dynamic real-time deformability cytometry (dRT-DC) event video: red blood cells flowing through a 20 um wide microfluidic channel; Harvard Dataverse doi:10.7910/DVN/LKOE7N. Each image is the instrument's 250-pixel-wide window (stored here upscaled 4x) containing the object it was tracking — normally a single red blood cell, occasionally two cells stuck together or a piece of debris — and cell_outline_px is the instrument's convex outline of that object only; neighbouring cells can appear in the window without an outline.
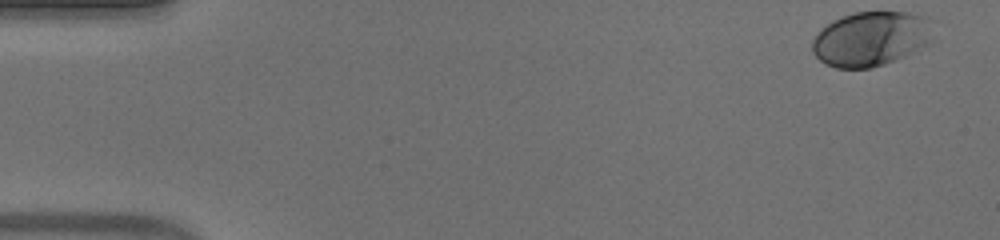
{"species": "human", "species_latin": "Homo sapiens", "temperature_condition": "warm", "stored_images_in_passage": 43, "camera_frame_rate_fps": 3000, "um_per_image_px": 0.085, "donor": {"sex": "male"}, "frame": {"image": 1, "passage_image": 1, "time_ms": 0.0, "image_size_px": [1000, 240], "cell_outline_px": [[932, 20], [924, 44], [912, 52], [904, 56], [884, 64], [872, 68], [836, 68], [820, 60], [812, 52], [812, 40], [820, 28], [832, 20], [852, 12], [908, 12], [928, 16]], "centroid_in_image_um": [73.94, 3.28], "position_along_channel_um": 11.1, "area_um2": 38.09}}
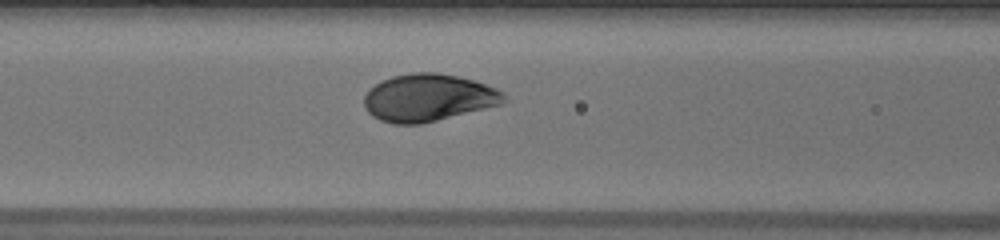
{"frame": {"image": 2, "passage_image": 21, "time_ms": 6.667, "image_size_px": [1000, 240], "cell_outline_px": [[504, 100], [500, 104], [420, 124], [392, 124], [380, 120], [372, 116], [364, 108], [364, 96], [376, 84], [392, 76], [412, 72], [440, 72], [472, 80], [496, 88], [504, 92]], "centroid_in_image_um": [36.36, 8.3], "position_along_channel_um": 130.2, "area_um2": 38.15}}
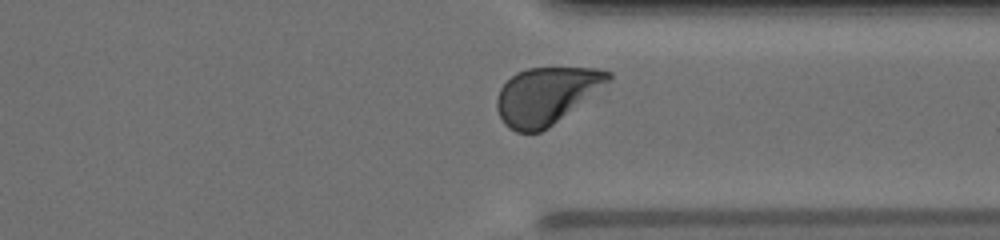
{"frame": {"image": 3, "passage_image": 39, "time_ms": 12.667, "image_size_px": [1000, 240], "cell_outline_px": [[612, 80], [552, 124], [540, 132], [516, 132], [508, 128], [504, 124], [496, 108], [496, 96], [500, 88], [516, 72], [528, 68], [596, 68], [612, 72]], "centroid_in_image_um": [46.41, 8.12], "position_along_channel_um": 365.0, "area_um2": 36.59}, "authors_computed_cell_mechanics": {"area_um2": 38.148, "velocity_mm_per_s": 3.9097, "shape_relaxation_time_tau1_ms": 1.7904, "shape_relaxation_time_tau2_ms": null, "deformation_change_tau1": 0.1443, "deformation_change_tau2": null}}